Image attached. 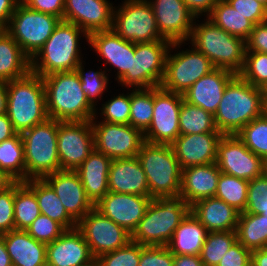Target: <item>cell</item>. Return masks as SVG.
Masks as SVG:
<instances>
[{
    "label": "cell",
    "mask_w": 267,
    "mask_h": 266,
    "mask_svg": "<svg viewBox=\"0 0 267 266\" xmlns=\"http://www.w3.org/2000/svg\"><path fill=\"white\" fill-rule=\"evenodd\" d=\"M222 133L179 135L171 144L181 169L215 163Z\"/></svg>",
    "instance_id": "cell-23"
},
{
    "label": "cell",
    "mask_w": 267,
    "mask_h": 266,
    "mask_svg": "<svg viewBox=\"0 0 267 266\" xmlns=\"http://www.w3.org/2000/svg\"><path fill=\"white\" fill-rule=\"evenodd\" d=\"M263 92H264L265 103H267V85L263 88Z\"/></svg>",
    "instance_id": "cell-66"
},
{
    "label": "cell",
    "mask_w": 267,
    "mask_h": 266,
    "mask_svg": "<svg viewBox=\"0 0 267 266\" xmlns=\"http://www.w3.org/2000/svg\"><path fill=\"white\" fill-rule=\"evenodd\" d=\"M94 259L88 243L77 227L65 230L46 247L47 266H83Z\"/></svg>",
    "instance_id": "cell-22"
},
{
    "label": "cell",
    "mask_w": 267,
    "mask_h": 266,
    "mask_svg": "<svg viewBox=\"0 0 267 266\" xmlns=\"http://www.w3.org/2000/svg\"><path fill=\"white\" fill-rule=\"evenodd\" d=\"M81 33L88 41V35L80 27L60 20L51 36L31 59V71L44 77L56 72L75 70L82 61L79 55Z\"/></svg>",
    "instance_id": "cell-4"
},
{
    "label": "cell",
    "mask_w": 267,
    "mask_h": 266,
    "mask_svg": "<svg viewBox=\"0 0 267 266\" xmlns=\"http://www.w3.org/2000/svg\"><path fill=\"white\" fill-rule=\"evenodd\" d=\"M190 212L208 232L236 230L240 212L217 197L203 198L190 205Z\"/></svg>",
    "instance_id": "cell-28"
},
{
    "label": "cell",
    "mask_w": 267,
    "mask_h": 266,
    "mask_svg": "<svg viewBox=\"0 0 267 266\" xmlns=\"http://www.w3.org/2000/svg\"><path fill=\"white\" fill-rule=\"evenodd\" d=\"M16 180L12 178L7 172L0 169V192L11 187Z\"/></svg>",
    "instance_id": "cell-62"
},
{
    "label": "cell",
    "mask_w": 267,
    "mask_h": 266,
    "mask_svg": "<svg viewBox=\"0 0 267 266\" xmlns=\"http://www.w3.org/2000/svg\"><path fill=\"white\" fill-rule=\"evenodd\" d=\"M183 95L154 87L153 117L149 128L143 133L144 141L172 144L180 135L179 112Z\"/></svg>",
    "instance_id": "cell-15"
},
{
    "label": "cell",
    "mask_w": 267,
    "mask_h": 266,
    "mask_svg": "<svg viewBox=\"0 0 267 266\" xmlns=\"http://www.w3.org/2000/svg\"><path fill=\"white\" fill-rule=\"evenodd\" d=\"M15 229L14 184L0 192V235Z\"/></svg>",
    "instance_id": "cell-50"
},
{
    "label": "cell",
    "mask_w": 267,
    "mask_h": 266,
    "mask_svg": "<svg viewBox=\"0 0 267 266\" xmlns=\"http://www.w3.org/2000/svg\"><path fill=\"white\" fill-rule=\"evenodd\" d=\"M35 193L21 181L14 183V222L15 229L26 230L40 215Z\"/></svg>",
    "instance_id": "cell-37"
},
{
    "label": "cell",
    "mask_w": 267,
    "mask_h": 266,
    "mask_svg": "<svg viewBox=\"0 0 267 266\" xmlns=\"http://www.w3.org/2000/svg\"><path fill=\"white\" fill-rule=\"evenodd\" d=\"M36 195L40 213L58 222L65 230L77 227V222L67 213L53 188L44 179L24 182Z\"/></svg>",
    "instance_id": "cell-33"
},
{
    "label": "cell",
    "mask_w": 267,
    "mask_h": 266,
    "mask_svg": "<svg viewBox=\"0 0 267 266\" xmlns=\"http://www.w3.org/2000/svg\"><path fill=\"white\" fill-rule=\"evenodd\" d=\"M151 200L150 196L109 191L94 205V208L132 234L144 217Z\"/></svg>",
    "instance_id": "cell-19"
},
{
    "label": "cell",
    "mask_w": 267,
    "mask_h": 266,
    "mask_svg": "<svg viewBox=\"0 0 267 266\" xmlns=\"http://www.w3.org/2000/svg\"><path fill=\"white\" fill-rule=\"evenodd\" d=\"M235 76L231 71L216 68L185 91L183 100L214 115L226 86Z\"/></svg>",
    "instance_id": "cell-24"
},
{
    "label": "cell",
    "mask_w": 267,
    "mask_h": 266,
    "mask_svg": "<svg viewBox=\"0 0 267 266\" xmlns=\"http://www.w3.org/2000/svg\"><path fill=\"white\" fill-rule=\"evenodd\" d=\"M7 112V82L0 81V115Z\"/></svg>",
    "instance_id": "cell-60"
},
{
    "label": "cell",
    "mask_w": 267,
    "mask_h": 266,
    "mask_svg": "<svg viewBox=\"0 0 267 266\" xmlns=\"http://www.w3.org/2000/svg\"><path fill=\"white\" fill-rule=\"evenodd\" d=\"M94 258L126 246L131 234L93 208L77 223Z\"/></svg>",
    "instance_id": "cell-16"
},
{
    "label": "cell",
    "mask_w": 267,
    "mask_h": 266,
    "mask_svg": "<svg viewBox=\"0 0 267 266\" xmlns=\"http://www.w3.org/2000/svg\"><path fill=\"white\" fill-rule=\"evenodd\" d=\"M31 71V59L5 30L0 31V81L9 82Z\"/></svg>",
    "instance_id": "cell-32"
},
{
    "label": "cell",
    "mask_w": 267,
    "mask_h": 266,
    "mask_svg": "<svg viewBox=\"0 0 267 266\" xmlns=\"http://www.w3.org/2000/svg\"><path fill=\"white\" fill-rule=\"evenodd\" d=\"M93 150L91 120L58 121L57 152L60 170L75 171Z\"/></svg>",
    "instance_id": "cell-14"
},
{
    "label": "cell",
    "mask_w": 267,
    "mask_h": 266,
    "mask_svg": "<svg viewBox=\"0 0 267 266\" xmlns=\"http://www.w3.org/2000/svg\"><path fill=\"white\" fill-rule=\"evenodd\" d=\"M6 114L17 133L48 119L45 85L41 76L30 71L21 78L7 82Z\"/></svg>",
    "instance_id": "cell-3"
},
{
    "label": "cell",
    "mask_w": 267,
    "mask_h": 266,
    "mask_svg": "<svg viewBox=\"0 0 267 266\" xmlns=\"http://www.w3.org/2000/svg\"><path fill=\"white\" fill-rule=\"evenodd\" d=\"M107 0H65L63 20L74 23L88 36L112 29L114 7Z\"/></svg>",
    "instance_id": "cell-20"
},
{
    "label": "cell",
    "mask_w": 267,
    "mask_h": 266,
    "mask_svg": "<svg viewBox=\"0 0 267 266\" xmlns=\"http://www.w3.org/2000/svg\"><path fill=\"white\" fill-rule=\"evenodd\" d=\"M254 87L267 85V53L246 51L244 66L238 74Z\"/></svg>",
    "instance_id": "cell-43"
},
{
    "label": "cell",
    "mask_w": 267,
    "mask_h": 266,
    "mask_svg": "<svg viewBox=\"0 0 267 266\" xmlns=\"http://www.w3.org/2000/svg\"><path fill=\"white\" fill-rule=\"evenodd\" d=\"M183 43L185 42L169 40L135 43V54H131L130 69L117 81L123 86L135 89L161 86L169 49L180 48Z\"/></svg>",
    "instance_id": "cell-9"
},
{
    "label": "cell",
    "mask_w": 267,
    "mask_h": 266,
    "mask_svg": "<svg viewBox=\"0 0 267 266\" xmlns=\"http://www.w3.org/2000/svg\"><path fill=\"white\" fill-rule=\"evenodd\" d=\"M59 22L58 17L32 10L19 2L5 30L32 59Z\"/></svg>",
    "instance_id": "cell-10"
},
{
    "label": "cell",
    "mask_w": 267,
    "mask_h": 266,
    "mask_svg": "<svg viewBox=\"0 0 267 266\" xmlns=\"http://www.w3.org/2000/svg\"><path fill=\"white\" fill-rule=\"evenodd\" d=\"M179 128L180 135L221 133L216 127L214 115L185 100H182L179 112Z\"/></svg>",
    "instance_id": "cell-36"
},
{
    "label": "cell",
    "mask_w": 267,
    "mask_h": 266,
    "mask_svg": "<svg viewBox=\"0 0 267 266\" xmlns=\"http://www.w3.org/2000/svg\"><path fill=\"white\" fill-rule=\"evenodd\" d=\"M112 30L133 43L167 40L160 34L147 0H125L118 10L114 9Z\"/></svg>",
    "instance_id": "cell-11"
},
{
    "label": "cell",
    "mask_w": 267,
    "mask_h": 266,
    "mask_svg": "<svg viewBox=\"0 0 267 266\" xmlns=\"http://www.w3.org/2000/svg\"><path fill=\"white\" fill-rule=\"evenodd\" d=\"M263 89L236 75L226 86L214 120L223 135H236L246 124L264 114Z\"/></svg>",
    "instance_id": "cell-1"
},
{
    "label": "cell",
    "mask_w": 267,
    "mask_h": 266,
    "mask_svg": "<svg viewBox=\"0 0 267 266\" xmlns=\"http://www.w3.org/2000/svg\"><path fill=\"white\" fill-rule=\"evenodd\" d=\"M20 0H0V27L5 29Z\"/></svg>",
    "instance_id": "cell-56"
},
{
    "label": "cell",
    "mask_w": 267,
    "mask_h": 266,
    "mask_svg": "<svg viewBox=\"0 0 267 266\" xmlns=\"http://www.w3.org/2000/svg\"><path fill=\"white\" fill-rule=\"evenodd\" d=\"M220 173L216 163L182 169L179 197L189 206L200 199L214 197Z\"/></svg>",
    "instance_id": "cell-27"
},
{
    "label": "cell",
    "mask_w": 267,
    "mask_h": 266,
    "mask_svg": "<svg viewBox=\"0 0 267 266\" xmlns=\"http://www.w3.org/2000/svg\"><path fill=\"white\" fill-rule=\"evenodd\" d=\"M173 266H204L199 255H174Z\"/></svg>",
    "instance_id": "cell-58"
},
{
    "label": "cell",
    "mask_w": 267,
    "mask_h": 266,
    "mask_svg": "<svg viewBox=\"0 0 267 266\" xmlns=\"http://www.w3.org/2000/svg\"><path fill=\"white\" fill-rule=\"evenodd\" d=\"M236 241L237 235L235 230L208 232L199 255L204 266H217Z\"/></svg>",
    "instance_id": "cell-41"
},
{
    "label": "cell",
    "mask_w": 267,
    "mask_h": 266,
    "mask_svg": "<svg viewBox=\"0 0 267 266\" xmlns=\"http://www.w3.org/2000/svg\"><path fill=\"white\" fill-rule=\"evenodd\" d=\"M263 175L267 178V158L263 162Z\"/></svg>",
    "instance_id": "cell-64"
},
{
    "label": "cell",
    "mask_w": 267,
    "mask_h": 266,
    "mask_svg": "<svg viewBox=\"0 0 267 266\" xmlns=\"http://www.w3.org/2000/svg\"><path fill=\"white\" fill-rule=\"evenodd\" d=\"M58 121L52 118L21 133L25 155L26 181L43 179L60 170L57 152Z\"/></svg>",
    "instance_id": "cell-8"
},
{
    "label": "cell",
    "mask_w": 267,
    "mask_h": 266,
    "mask_svg": "<svg viewBox=\"0 0 267 266\" xmlns=\"http://www.w3.org/2000/svg\"><path fill=\"white\" fill-rule=\"evenodd\" d=\"M236 136L255 155L263 160L267 158V116L265 113L246 124Z\"/></svg>",
    "instance_id": "cell-42"
},
{
    "label": "cell",
    "mask_w": 267,
    "mask_h": 266,
    "mask_svg": "<svg viewBox=\"0 0 267 266\" xmlns=\"http://www.w3.org/2000/svg\"><path fill=\"white\" fill-rule=\"evenodd\" d=\"M259 205H267V178L264 175L249 181L244 213L258 214Z\"/></svg>",
    "instance_id": "cell-48"
},
{
    "label": "cell",
    "mask_w": 267,
    "mask_h": 266,
    "mask_svg": "<svg viewBox=\"0 0 267 266\" xmlns=\"http://www.w3.org/2000/svg\"><path fill=\"white\" fill-rule=\"evenodd\" d=\"M265 115L267 116V103H265V110H264Z\"/></svg>",
    "instance_id": "cell-68"
},
{
    "label": "cell",
    "mask_w": 267,
    "mask_h": 266,
    "mask_svg": "<svg viewBox=\"0 0 267 266\" xmlns=\"http://www.w3.org/2000/svg\"><path fill=\"white\" fill-rule=\"evenodd\" d=\"M252 251L236 241L217 266H251Z\"/></svg>",
    "instance_id": "cell-52"
},
{
    "label": "cell",
    "mask_w": 267,
    "mask_h": 266,
    "mask_svg": "<svg viewBox=\"0 0 267 266\" xmlns=\"http://www.w3.org/2000/svg\"><path fill=\"white\" fill-rule=\"evenodd\" d=\"M141 251V244L130 241L126 246L96 259L99 266H139Z\"/></svg>",
    "instance_id": "cell-45"
},
{
    "label": "cell",
    "mask_w": 267,
    "mask_h": 266,
    "mask_svg": "<svg viewBox=\"0 0 267 266\" xmlns=\"http://www.w3.org/2000/svg\"><path fill=\"white\" fill-rule=\"evenodd\" d=\"M91 120L94 149L111 159L137 157L144 142V134L130 124L99 122ZM95 122V123H94Z\"/></svg>",
    "instance_id": "cell-13"
},
{
    "label": "cell",
    "mask_w": 267,
    "mask_h": 266,
    "mask_svg": "<svg viewBox=\"0 0 267 266\" xmlns=\"http://www.w3.org/2000/svg\"><path fill=\"white\" fill-rule=\"evenodd\" d=\"M13 266H47V244L37 241L26 230L1 234Z\"/></svg>",
    "instance_id": "cell-29"
},
{
    "label": "cell",
    "mask_w": 267,
    "mask_h": 266,
    "mask_svg": "<svg viewBox=\"0 0 267 266\" xmlns=\"http://www.w3.org/2000/svg\"><path fill=\"white\" fill-rule=\"evenodd\" d=\"M248 184V180L220 173L215 197L242 213L246 208Z\"/></svg>",
    "instance_id": "cell-40"
},
{
    "label": "cell",
    "mask_w": 267,
    "mask_h": 266,
    "mask_svg": "<svg viewBox=\"0 0 267 266\" xmlns=\"http://www.w3.org/2000/svg\"><path fill=\"white\" fill-rule=\"evenodd\" d=\"M251 266H267V247L252 251Z\"/></svg>",
    "instance_id": "cell-59"
},
{
    "label": "cell",
    "mask_w": 267,
    "mask_h": 266,
    "mask_svg": "<svg viewBox=\"0 0 267 266\" xmlns=\"http://www.w3.org/2000/svg\"><path fill=\"white\" fill-rule=\"evenodd\" d=\"M206 20L197 25L194 22L190 35L192 47L206 55L216 68L238 75L244 66L246 41Z\"/></svg>",
    "instance_id": "cell-7"
},
{
    "label": "cell",
    "mask_w": 267,
    "mask_h": 266,
    "mask_svg": "<svg viewBox=\"0 0 267 266\" xmlns=\"http://www.w3.org/2000/svg\"><path fill=\"white\" fill-rule=\"evenodd\" d=\"M83 266H99V263H98L97 259H94L92 262H90L86 265H83Z\"/></svg>",
    "instance_id": "cell-65"
},
{
    "label": "cell",
    "mask_w": 267,
    "mask_h": 266,
    "mask_svg": "<svg viewBox=\"0 0 267 266\" xmlns=\"http://www.w3.org/2000/svg\"><path fill=\"white\" fill-rule=\"evenodd\" d=\"M174 255L167 246H143L139 266H173Z\"/></svg>",
    "instance_id": "cell-49"
},
{
    "label": "cell",
    "mask_w": 267,
    "mask_h": 266,
    "mask_svg": "<svg viewBox=\"0 0 267 266\" xmlns=\"http://www.w3.org/2000/svg\"><path fill=\"white\" fill-rule=\"evenodd\" d=\"M42 79L48 118L57 121H88L96 116V109L87 101L75 70L52 73Z\"/></svg>",
    "instance_id": "cell-2"
},
{
    "label": "cell",
    "mask_w": 267,
    "mask_h": 266,
    "mask_svg": "<svg viewBox=\"0 0 267 266\" xmlns=\"http://www.w3.org/2000/svg\"><path fill=\"white\" fill-rule=\"evenodd\" d=\"M101 115L103 122L115 124H130V94H119L102 104Z\"/></svg>",
    "instance_id": "cell-46"
},
{
    "label": "cell",
    "mask_w": 267,
    "mask_h": 266,
    "mask_svg": "<svg viewBox=\"0 0 267 266\" xmlns=\"http://www.w3.org/2000/svg\"><path fill=\"white\" fill-rule=\"evenodd\" d=\"M189 212L190 206L180 197L154 198L131 234V241L143 246H167Z\"/></svg>",
    "instance_id": "cell-6"
},
{
    "label": "cell",
    "mask_w": 267,
    "mask_h": 266,
    "mask_svg": "<svg viewBox=\"0 0 267 266\" xmlns=\"http://www.w3.org/2000/svg\"><path fill=\"white\" fill-rule=\"evenodd\" d=\"M207 19L232 36L242 38L245 41L255 26L245 16L237 12L226 0H219L207 15Z\"/></svg>",
    "instance_id": "cell-34"
},
{
    "label": "cell",
    "mask_w": 267,
    "mask_h": 266,
    "mask_svg": "<svg viewBox=\"0 0 267 266\" xmlns=\"http://www.w3.org/2000/svg\"><path fill=\"white\" fill-rule=\"evenodd\" d=\"M26 7L63 20L65 0H20Z\"/></svg>",
    "instance_id": "cell-53"
},
{
    "label": "cell",
    "mask_w": 267,
    "mask_h": 266,
    "mask_svg": "<svg viewBox=\"0 0 267 266\" xmlns=\"http://www.w3.org/2000/svg\"><path fill=\"white\" fill-rule=\"evenodd\" d=\"M237 241L253 251L267 247V216L240 213L236 227Z\"/></svg>",
    "instance_id": "cell-35"
},
{
    "label": "cell",
    "mask_w": 267,
    "mask_h": 266,
    "mask_svg": "<svg viewBox=\"0 0 267 266\" xmlns=\"http://www.w3.org/2000/svg\"><path fill=\"white\" fill-rule=\"evenodd\" d=\"M160 34L171 42L190 41L196 16L184 0H149Z\"/></svg>",
    "instance_id": "cell-18"
},
{
    "label": "cell",
    "mask_w": 267,
    "mask_h": 266,
    "mask_svg": "<svg viewBox=\"0 0 267 266\" xmlns=\"http://www.w3.org/2000/svg\"><path fill=\"white\" fill-rule=\"evenodd\" d=\"M0 266H13L2 235H0Z\"/></svg>",
    "instance_id": "cell-61"
},
{
    "label": "cell",
    "mask_w": 267,
    "mask_h": 266,
    "mask_svg": "<svg viewBox=\"0 0 267 266\" xmlns=\"http://www.w3.org/2000/svg\"><path fill=\"white\" fill-rule=\"evenodd\" d=\"M55 191L67 213L78 223L94 208L76 171L59 170L43 178Z\"/></svg>",
    "instance_id": "cell-21"
},
{
    "label": "cell",
    "mask_w": 267,
    "mask_h": 266,
    "mask_svg": "<svg viewBox=\"0 0 267 266\" xmlns=\"http://www.w3.org/2000/svg\"><path fill=\"white\" fill-rule=\"evenodd\" d=\"M84 66L82 65V61L76 66L75 71L77 72L80 81L81 88L84 92V95L87 98L89 104L95 109L96 103L95 101L98 98H101L104 90L107 88V84L109 83L106 71H97V72H84ZM98 97V98H97Z\"/></svg>",
    "instance_id": "cell-44"
},
{
    "label": "cell",
    "mask_w": 267,
    "mask_h": 266,
    "mask_svg": "<svg viewBox=\"0 0 267 266\" xmlns=\"http://www.w3.org/2000/svg\"><path fill=\"white\" fill-rule=\"evenodd\" d=\"M26 231L37 241L48 244L60 237L65 229L50 217L40 214Z\"/></svg>",
    "instance_id": "cell-47"
},
{
    "label": "cell",
    "mask_w": 267,
    "mask_h": 266,
    "mask_svg": "<svg viewBox=\"0 0 267 266\" xmlns=\"http://www.w3.org/2000/svg\"><path fill=\"white\" fill-rule=\"evenodd\" d=\"M17 132L14 130L12 122L7 114L0 115V143L4 140L15 136Z\"/></svg>",
    "instance_id": "cell-57"
},
{
    "label": "cell",
    "mask_w": 267,
    "mask_h": 266,
    "mask_svg": "<svg viewBox=\"0 0 267 266\" xmlns=\"http://www.w3.org/2000/svg\"><path fill=\"white\" fill-rule=\"evenodd\" d=\"M254 25L267 22V9L256 0H226Z\"/></svg>",
    "instance_id": "cell-51"
},
{
    "label": "cell",
    "mask_w": 267,
    "mask_h": 266,
    "mask_svg": "<svg viewBox=\"0 0 267 266\" xmlns=\"http://www.w3.org/2000/svg\"><path fill=\"white\" fill-rule=\"evenodd\" d=\"M208 230L189 212L175 229L167 248L173 255H200Z\"/></svg>",
    "instance_id": "cell-31"
},
{
    "label": "cell",
    "mask_w": 267,
    "mask_h": 266,
    "mask_svg": "<svg viewBox=\"0 0 267 266\" xmlns=\"http://www.w3.org/2000/svg\"><path fill=\"white\" fill-rule=\"evenodd\" d=\"M219 0H184L188 9L197 17L203 12L208 15Z\"/></svg>",
    "instance_id": "cell-55"
},
{
    "label": "cell",
    "mask_w": 267,
    "mask_h": 266,
    "mask_svg": "<svg viewBox=\"0 0 267 266\" xmlns=\"http://www.w3.org/2000/svg\"><path fill=\"white\" fill-rule=\"evenodd\" d=\"M170 50L161 83V87L167 91L183 95L198 79L216 69L208 57L194 47L174 55L169 54Z\"/></svg>",
    "instance_id": "cell-12"
},
{
    "label": "cell",
    "mask_w": 267,
    "mask_h": 266,
    "mask_svg": "<svg viewBox=\"0 0 267 266\" xmlns=\"http://www.w3.org/2000/svg\"><path fill=\"white\" fill-rule=\"evenodd\" d=\"M89 45L117 70L119 80L130 69L131 54H135V43L126 41L112 29L98 31L88 36Z\"/></svg>",
    "instance_id": "cell-26"
},
{
    "label": "cell",
    "mask_w": 267,
    "mask_h": 266,
    "mask_svg": "<svg viewBox=\"0 0 267 266\" xmlns=\"http://www.w3.org/2000/svg\"><path fill=\"white\" fill-rule=\"evenodd\" d=\"M137 158L146 174L152 199L179 197L182 169L170 144L144 141Z\"/></svg>",
    "instance_id": "cell-5"
},
{
    "label": "cell",
    "mask_w": 267,
    "mask_h": 266,
    "mask_svg": "<svg viewBox=\"0 0 267 266\" xmlns=\"http://www.w3.org/2000/svg\"><path fill=\"white\" fill-rule=\"evenodd\" d=\"M258 214H263L267 216V205H259Z\"/></svg>",
    "instance_id": "cell-63"
},
{
    "label": "cell",
    "mask_w": 267,
    "mask_h": 266,
    "mask_svg": "<svg viewBox=\"0 0 267 266\" xmlns=\"http://www.w3.org/2000/svg\"><path fill=\"white\" fill-rule=\"evenodd\" d=\"M261 3L267 9V0H256Z\"/></svg>",
    "instance_id": "cell-67"
},
{
    "label": "cell",
    "mask_w": 267,
    "mask_h": 266,
    "mask_svg": "<svg viewBox=\"0 0 267 266\" xmlns=\"http://www.w3.org/2000/svg\"><path fill=\"white\" fill-rule=\"evenodd\" d=\"M263 162L236 135H223L218 142L215 163L221 173L250 181L263 175Z\"/></svg>",
    "instance_id": "cell-17"
},
{
    "label": "cell",
    "mask_w": 267,
    "mask_h": 266,
    "mask_svg": "<svg viewBox=\"0 0 267 266\" xmlns=\"http://www.w3.org/2000/svg\"><path fill=\"white\" fill-rule=\"evenodd\" d=\"M108 188L114 193L150 196L146 174L137 157L112 159Z\"/></svg>",
    "instance_id": "cell-25"
},
{
    "label": "cell",
    "mask_w": 267,
    "mask_h": 266,
    "mask_svg": "<svg viewBox=\"0 0 267 266\" xmlns=\"http://www.w3.org/2000/svg\"><path fill=\"white\" fill-rule=\"evenodd\" d=\"M0 169L16 181H26L25 155L21 133L0 143Z\"/></svg>",
    "instance_id": "cell-38"
},
{
    "label": "cell",
    "mask_w": 267,
    "mask_h": 266,
    "mask_svg": "<svg viewBox=\"0 0 267 266\" xmlns=\"http://www.w3.org/2000/svg\"><path fill=\"white\" fill-rule=\"evenodd\" d=\"M246 51L267 53V22L254 26L246 40Z\"/></svg>",
    "instance_id": "cell-54"
},
{
    "label": "cell",
    "mask_w": 267,
    "mask_h": 266,
    "mask_svg": "<svg viewBox=\"0 0 267 266\" xmlns=\"http://www.w3.org/2000/svg\"><path fill=\"white\" fill-rule=\"evenodd\" d=\"M130 104V125L144 133L149 128L154 113V87L133 88Z\"/></svg>",
    "instance_id": "cell-39"
},
{
    "label": "cell",
    "mask_w": 267,
    "mask_h": 266,
    "mask_svg": "<svg viewBox=\"0 0 267 266\" xmlns=\"http://www.w3.org/2000/svg\"><path fill=\"white\" fill-rule=\"evenodd\" d=\"M112 159L93 150L75 170L85 189L86 196L95 205L108 192V175Z\"/></svg>",
    "instance_id": "cell-30"
}]
</instances>
